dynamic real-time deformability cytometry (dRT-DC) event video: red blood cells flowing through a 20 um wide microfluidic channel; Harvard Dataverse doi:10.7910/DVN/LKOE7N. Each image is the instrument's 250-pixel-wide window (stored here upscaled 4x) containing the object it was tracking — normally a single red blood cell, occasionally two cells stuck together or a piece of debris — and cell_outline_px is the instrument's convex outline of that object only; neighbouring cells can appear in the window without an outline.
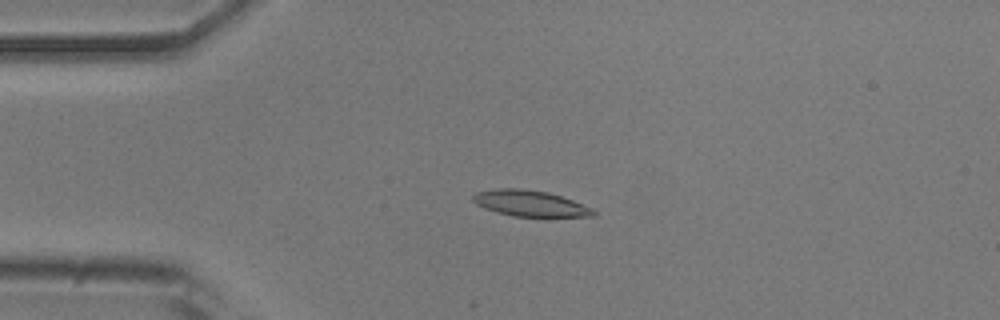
{"species": "common noctule bat (a hibernating species)", "species_latin": "Nyctalus noctula", "temperature_condition": "room temperature", "stored_images_in_passage": 36, "camera_frame_rate_fps": 3000, "um_per_image_px": 0.085, "animal": {"sex": "male", "body_mass_g": 20.5, "forearm_length_mm": 52.5}, "frame": {"image": 1, "passage_image": 12, "time_ms": 3.667, "image_size_px": [1000, 320], "cell_outline_px": [[596, 216], [512, 216], [484, 208], [476, 204], [472, 200], [472, 196], [476, 192], [500, 188], [520, 188], [548, 192], [572, 200], [592, 208], [596, 212]], "centroid_in_image_um": [45.03, 17.28], "position_along_channel_um": 40.0, "area_um2": 18.03}}
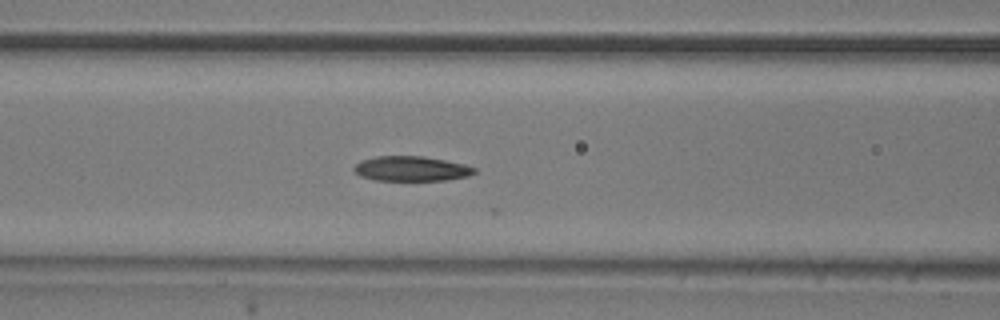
{"frame": {"image": 2, "passage_image": 21, "time_ms": 6.667, "image_size_px": [1000, 320], "cell_outline_px": [[476, 172], [468, 176], [444, 180], [376, 180], [360, 176], [352, 168], [360, 160], [376, 156], [424, 156], [464, 164], [476, 168]], "centroid_in_image_um": [34.94, 14.33], "position_along_channel_um": 131.7, "area_um2": 17.4}}
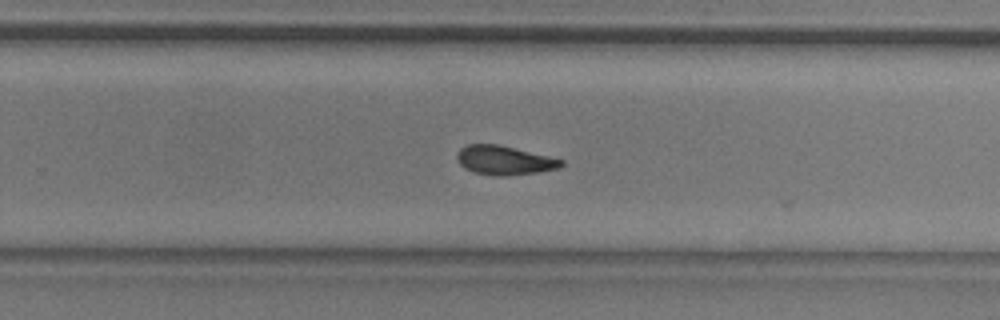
{"frame": {"image": 3, "passage_image": 33, "time_ms": 10.667, "image_size_px": [1000, 320], "cell_outline_px": [[564, 164], [556, 168], [536, 172], [508, 176], [496, 176], [476, 172], [464, 168], [460, 164], [456, 156], [460, 148], [468, 144], [496, 144], [548, 156], [564, 160]], "centroid_in_image_um": [42.84, 13.62], "position_along_channel_um": 287.0, "area_um2": 17.34}}